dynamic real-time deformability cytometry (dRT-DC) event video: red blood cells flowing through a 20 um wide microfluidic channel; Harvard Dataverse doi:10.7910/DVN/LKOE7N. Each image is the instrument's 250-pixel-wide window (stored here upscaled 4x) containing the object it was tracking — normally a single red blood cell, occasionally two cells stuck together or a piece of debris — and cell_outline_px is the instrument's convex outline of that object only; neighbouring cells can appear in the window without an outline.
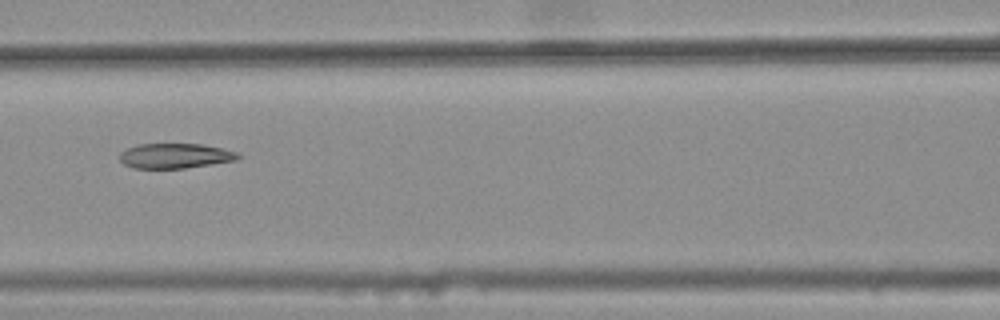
{"species": "common noctule bat (a hibernating species)", "species_latin": "Nyctalus noctula", "temperature_condition": "warm", "stored_images_in_passage": 9, "camera_frame_rate_fps": 3000, "um_per_image_px": 0.085, "animal": {"sex": "female", "body_mass_g": 25.1}, "frame": {"image": 1, "passage_image": 7, "time_ms": 2.0, "image_size_px": [1000, 320], "cell_outline_px": [[240, 156], [236, 160], [184, 168], [132, 168], [124, 164], [120, 160], [120, 152], [136, 144], [204, 144], [224, 148], [236, 152]], "centroid_in_image_um": [14.87, 13.24], "position_along_channel_um": 151.7, "area_um2": 17.17}}
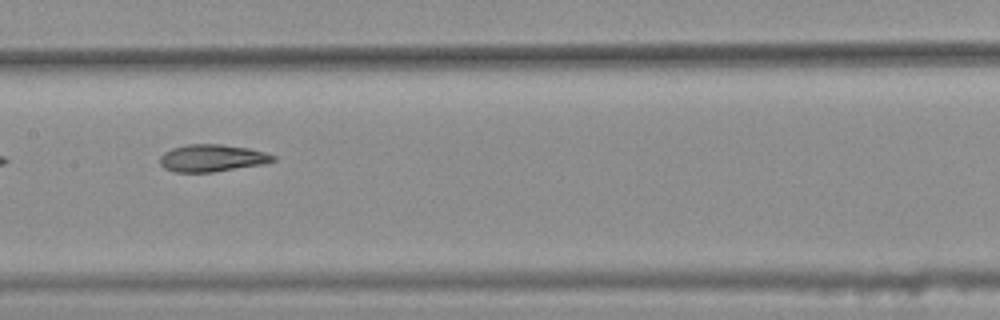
{"frame": {"image": 2, "passage_image": 8, "time_ms": 2.333, "image_size_px": [1000, 320], "cell_outline_px": [[276, 160], [264, 164], [212, 172], [176, 172], [164, 168], [160, 164], [160, 156], [164, 152], [172, 148], [188, 144], [220, 144], [248, 148], [264, 152], [276, 156]], "centroid_in_image_um": [18.02, 13.43], "position_along_channel_um": 189.4, "area_um2": 17.92}}
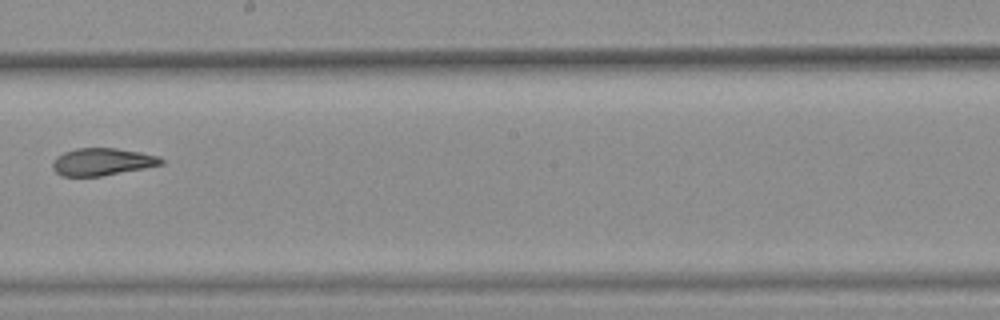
{"frame": {"image": 3, "passage_image": 9, "time_ms": 2.667, "image_size_px": [1000, 320], "cell_outline_px": [[164, 164], [144, 168], [100, 176], [60, 176], [52, 168], [52, 164], [56, 156], [64, 152], [76, 148], [116, 148], [140, 152], [160, 156], [164, 160]], "centroid_in_image_um": [8.68, 13.75], "position_along_channel_um": 239.5, "area_um2": 17.34}}